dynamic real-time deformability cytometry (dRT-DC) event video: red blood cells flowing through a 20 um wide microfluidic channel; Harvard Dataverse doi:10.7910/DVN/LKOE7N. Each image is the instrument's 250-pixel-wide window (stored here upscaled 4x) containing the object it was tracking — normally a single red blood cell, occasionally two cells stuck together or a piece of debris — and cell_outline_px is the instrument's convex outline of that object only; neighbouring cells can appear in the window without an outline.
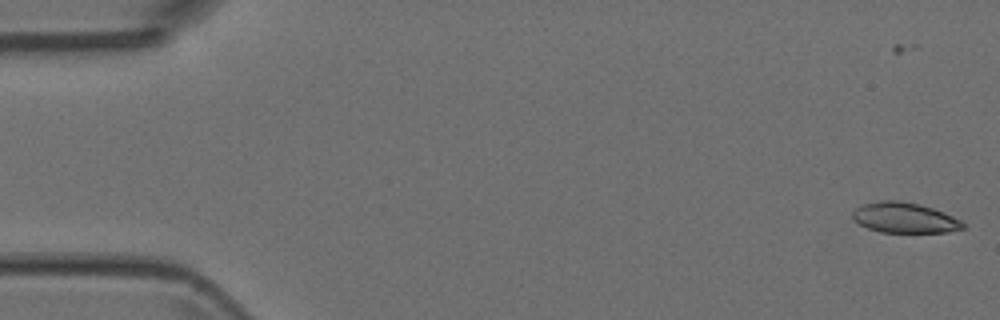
{"species": "Egyptian fruit bat (a non-hibernating species)", "species_latin": "Rousettus aegyptiacus", "temperature_condition": "room temperature", "stored_images_in_passage": 6, "camera_frame_rate_fps": 3000, "um_per_image_px": 0.085, "animal": {"sex": "female"}, "frame": {"image": 1, "passage_image": 2, "time_ms": 0.333, "image_size_px": [1000, 320], "cell_outline_px": [[964, 228], [948, 232], [880, 232], [868, 228], [852, 220], [852, 212], [860, 204], [876, 200], [896, 200], [920, 204], [944, 212], [960, 220], [964, 224]], "centroid_in_image_um": [76.83, 18.49], "position_along_channel_um": 8.2, "area_um2": 19.65}}
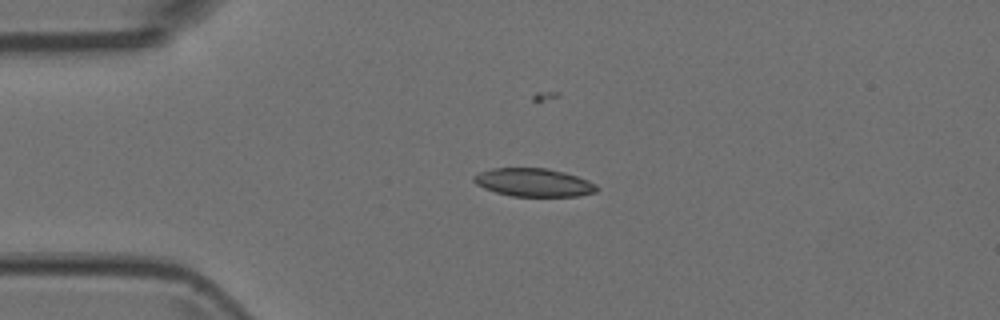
{"frame": {"image": 2, "passage_image": 5, "time_ms": 1.333, "image_size_px": [1000, 320], "cell_outline_px": [[600, 188], [596, 192], [580, 196], [512, 196], [496, 192], [484, 188], [476, 184], [472, 180], [472, 176], [480, 172], [492, 168], [548, 168], [564, 172], [588, 180], [596, 184]], "centroid_in_image_um": [45.37, 15.51], "position_along_channel_um": 39.6, "area_um2": 20.29}}